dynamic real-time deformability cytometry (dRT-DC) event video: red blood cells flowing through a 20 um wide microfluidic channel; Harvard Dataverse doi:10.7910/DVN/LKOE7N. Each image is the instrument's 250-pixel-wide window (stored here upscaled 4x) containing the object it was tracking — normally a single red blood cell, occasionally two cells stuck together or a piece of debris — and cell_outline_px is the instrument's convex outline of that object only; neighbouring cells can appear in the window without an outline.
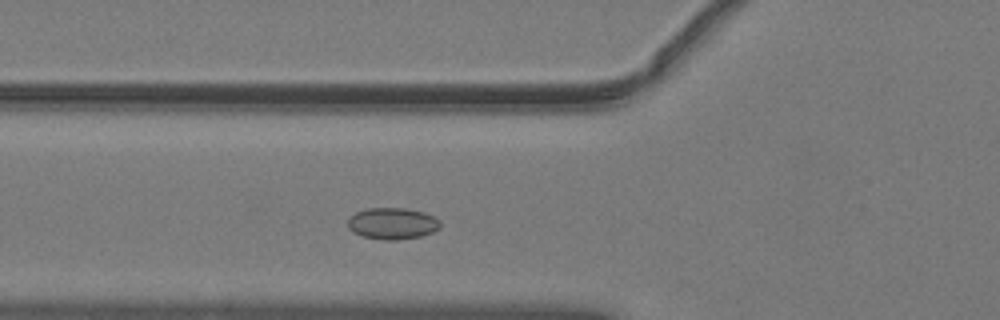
{"species": "common noctule bat (a hibernating species)", "species_latin": "Nyctalus noctula", "temperature_condition": "warm", "stored_images_in_passage": 40, "camera_frame_rate_fps": 3000, "um_per_image_px": 0.085, "animal": {"sex": "male", "body_mass_g": 19.2, "forearm_length_mm": 51.8}, "frame": {"image": 1, "passage_image": 8, "time_ms": 2.333, "image_size_px": [1000, 320], "cell_outline_px": [[440, 228], [432, 232], [420, 236], [396, 240], [384, 240], [364, 236], [352, 232], [348, 228], [348, 220], [356, 212], [368, 208], [404, 208], [424, 212], [440, 220]], "centroid_in_image_um": [33.36, 18.99], "position_along_channel_um": 92.4, "area_um2": 16.88}}
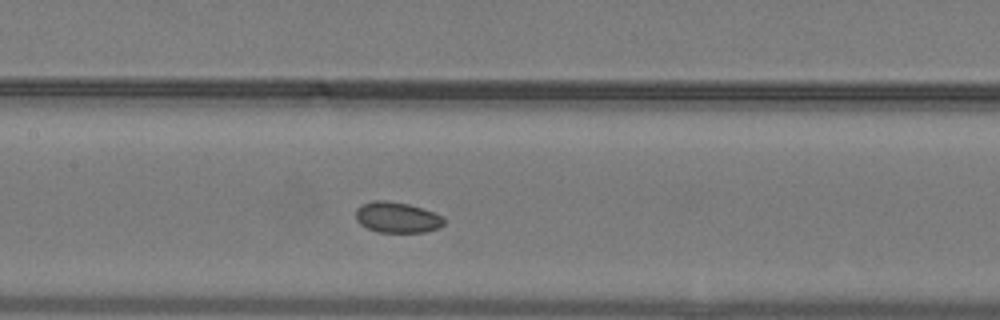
{"frame": {"image": 2, "passage_image": 14, "time_ms": 4.333, "image_size_px": [1000, 320], "cell_outline_px": [[444, 224], [440, 228], [424, 232], [380, 232], [368, 228], [360, 224], [356, 220], [356, 208], [360, 204], [372, 200], [388, 200], [408, 204], [444, 216]], "centroid_in_image_um": [33.74, 18.47], "position_along_channel_um": 173.7, "area_um2": 15.9}}
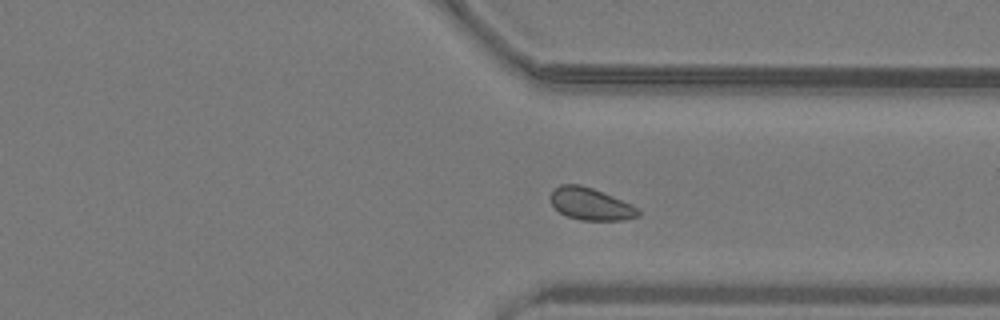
{"frame": {"image": 3, "passage_image": 28, "time_ms": 9.0, "image_size_px": [1000, 320], "cell_outline_px": [[640, 216], [624, 220], [580, 220], [568, 216], [560, 212], [552, 204], [552, 188], [560, 184], [580, 184], [592, 188], [632, 204], [640, 212]], "centroid_in_image_um": [50.21, 17.33], "position_along_channel_um": 361.2, "area_um2": 16.3}}